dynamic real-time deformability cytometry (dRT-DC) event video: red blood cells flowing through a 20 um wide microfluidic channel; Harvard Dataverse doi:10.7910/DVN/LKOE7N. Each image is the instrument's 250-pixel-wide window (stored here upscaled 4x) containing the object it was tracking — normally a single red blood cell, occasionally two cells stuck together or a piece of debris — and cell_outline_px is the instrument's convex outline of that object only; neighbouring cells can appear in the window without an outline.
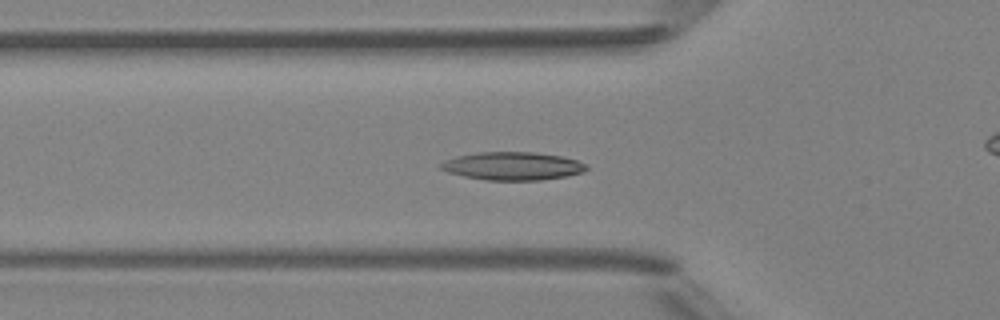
{"species": "Egyptian fruit bat (a non-hibernating species)", "species_latin": "Rousettus aegyptiacus", "temperature_condition": "room temperature", "stored_images_in_passage": 42, "camera_frame_rate_fps": 3000, "um_per_image_px": 0.085, "animal": {"sex": "female"}, "frame": {"image": 1, "passage_image": 9, "time_ms": 2.667, "image_size_px": [1000, 320], "cell_outline_px": [[588, 168], [584, 172], [568, 176], [540, 180], [488, 180], [464, 176], [448, 172], [440, 168], [440, 164], [444, 160], [456, 156], [476, 152], [536, 152], [560, 156], [576, 160], [588, 164]], "centroid_in_image_um": [43.59, 14.11], "position_along_channel_um": 82.2, "area_um2": 23.93}}
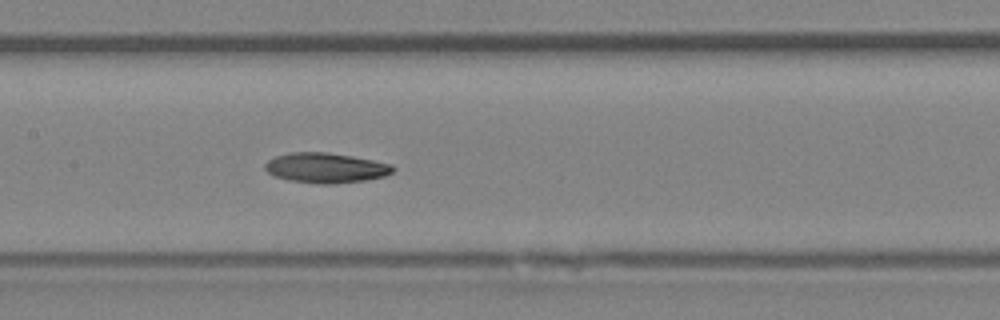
{"frame": {"image": 2, "passage_image": 16, "time_ms": 5.0, "image_size_px": [1000, 320], "cell_outline_px": [[396, 168], [392, 172], [384, 176], [364, 180], [332, 184], [320, 184], [288, 180], [272, 176], [264, 168], [264, 164], [268, 160], [276, 156], [292, 152], [328, 152], [352, 156], [392, 164]], "centroid_in_image_um": [27.66, 14.27], "position_along_channel_um": 179.7, "area_um2": 22.43}}
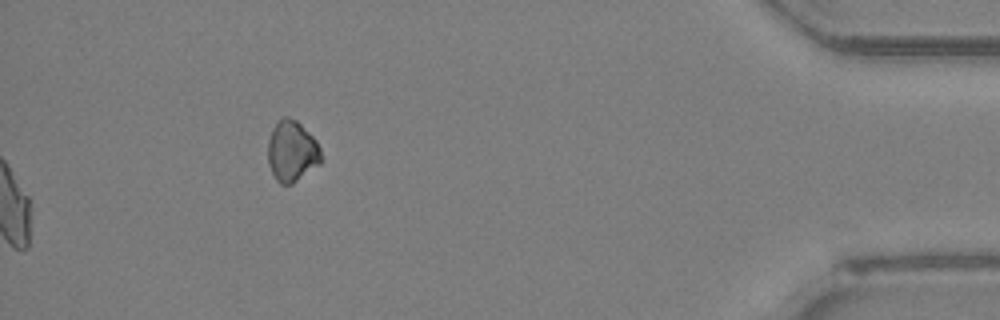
{"frame": {"image": 3, "passage_image": 42, "time_ms": 13.667, "image_size_px": [1000, 320], "cell_outline_px": [[320, 164], [292, 184], [280, 184], [276, 180], [268, 164], [268, 140], [272, 128], [284, 116], [288, 116], [296, 120], [316, 140], [320, 148]], "centroid_in_image_um": [24.79, 12.86], "position_along_channel_um": 410.4, "area_um2": 18.79}, "authors_computed_cell_mechanics": {"area_um2": 21.9929, "velocity_mm_per_s": 4.1831, "shape_relaxation_time_tau1_ms": 9.7292, "shape_relaxation_time_tau2_ms": 9.7486, "deformation_change_tau1": 0.205, "deformation_change_tau2": 0.1906}}